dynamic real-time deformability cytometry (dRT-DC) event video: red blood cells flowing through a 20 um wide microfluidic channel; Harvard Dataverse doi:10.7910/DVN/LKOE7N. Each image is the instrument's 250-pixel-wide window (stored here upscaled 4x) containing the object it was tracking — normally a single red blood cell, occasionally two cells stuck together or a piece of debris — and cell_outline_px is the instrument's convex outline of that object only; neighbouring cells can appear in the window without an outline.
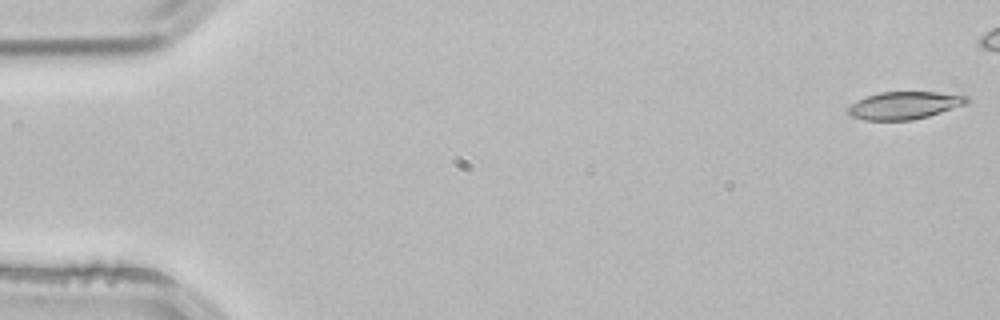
{"species": "common noctule bat (a hibernating species)", "species_latin": "Nyctalus noctula", "temperature_condition": "room temperature", "stored_images_in_passage": 3, "camera_frame_rate_fps": 3000, "um_per_image_px": 0.085, "animal": {"sex": "male", "body_mass_g": 21.5, "forearm_length_mm": 52.0}, "frame": {"image": 1, "passage_image": 1, "time_ms": 0.0, "image_size_px": [1000, 320], "cell_outline_px": [[968, 104], [928, 116], [912, 120], [864, 120], [852, 116], [848, 112], [848, 108], [852, 104], [868, 96], [880, 92], [936, 92], [968, 96]], "centroid_in_image_um": [76.91, 8.96], "position_along_channel_um": 8.1, "area_um2": 18.84}}